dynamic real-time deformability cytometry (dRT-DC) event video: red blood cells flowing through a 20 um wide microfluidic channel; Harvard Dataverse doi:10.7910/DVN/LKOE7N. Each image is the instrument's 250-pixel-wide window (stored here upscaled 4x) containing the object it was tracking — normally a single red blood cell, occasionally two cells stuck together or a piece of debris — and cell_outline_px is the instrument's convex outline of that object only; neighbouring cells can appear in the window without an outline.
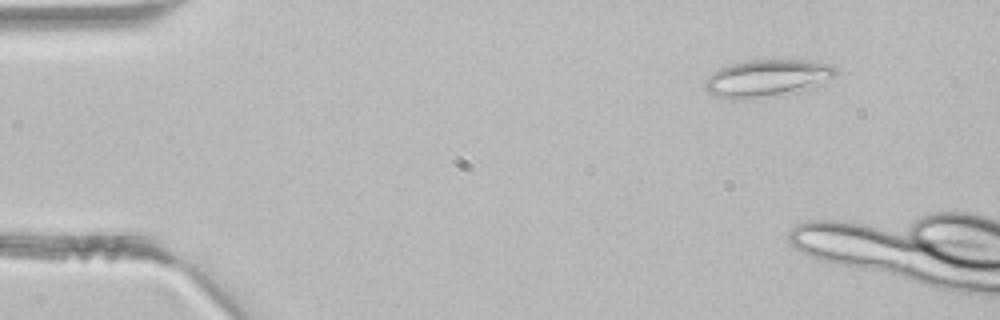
{"species": "common noctule bat (a hibernating species)", "species_latin": "Nyctalus noctula", "temperature_condition": "room temperature", "stored_images_in_passage": 3, "camera_frame_rate_fps": 3000, "um_per_image_px": 0.085, "animal": {"sex": "male", "body_mass_g": 21.5, "forearm_length_mm": 52.0}, "frame": {"image": 1, "passage_image": 1, "time_ms": 0.0, "image_size_px": [1000, 320], "cell_outline_px": [[836, 72], [832, 76], [780, 92], [756, 96], [720, 96], [708, 92], [704, 88], [704, 80], [708, 76], [720, 68], [728, 64], [748, 60], [808, 60], [828, 64], [836, 68]], "centroid_in_image_um": [65.03, 6.53], "position_along_channel_um": 20.0, "area_um2": 25.66}}